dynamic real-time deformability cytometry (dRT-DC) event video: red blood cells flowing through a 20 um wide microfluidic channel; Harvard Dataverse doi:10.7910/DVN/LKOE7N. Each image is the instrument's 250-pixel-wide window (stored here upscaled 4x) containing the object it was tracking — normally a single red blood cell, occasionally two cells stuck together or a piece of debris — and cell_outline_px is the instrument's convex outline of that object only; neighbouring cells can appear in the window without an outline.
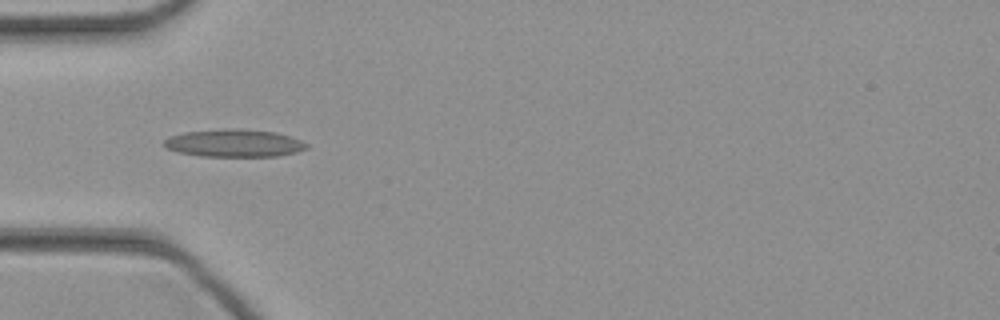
{"species": "common noctule bat (a hibernating species)", "species_latin": "Nyctalus noctula", "temperature_condition": "cold", "stored_images_in_passage": 44, "camera_frame_rate_fps": 3000, "um_per_image_px": 0.085, "animal": {"sex": "female", "body_mass_g": 21.9}, "frame": {"image": 1, "passage_image": 13, "time_ms": 4.0, "image_size_px": [1000, 320], "cell_outline_px": [[308, 148], [296, 152], [276, 156], [200, 156], [176, 152], [160, 144], [168, 136], [184, 132], [224, 128], [236, 128], [276, 132], [300, 140], [308, 144]], "centroid_in_image_um": [19.84, 12.16], "position_along_channel_um": 65.2, "area_um2": 23.12}}
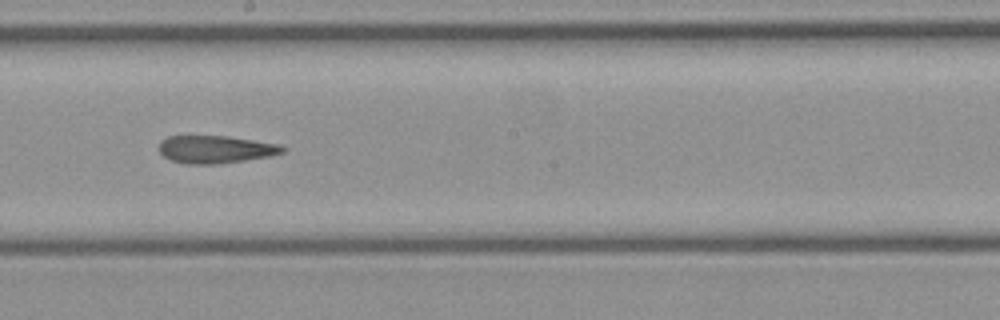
{"frame": {"image": 2, "passage_image": 24, "time_ms": 7.667, "image_size_px": [1000, 320], "cell_outline_px": [[288, 148], [284, 152], [272, 156], [216, 164], [184, 164], [172, 160], [164, 156], [160, 152], [160, 140], [168, 136], [228, 136], [280, 144]], "centroid_in_image_um": [18.36, 12.69], "position_along_channel_um": 229.8, "area_um2": 20.0}}
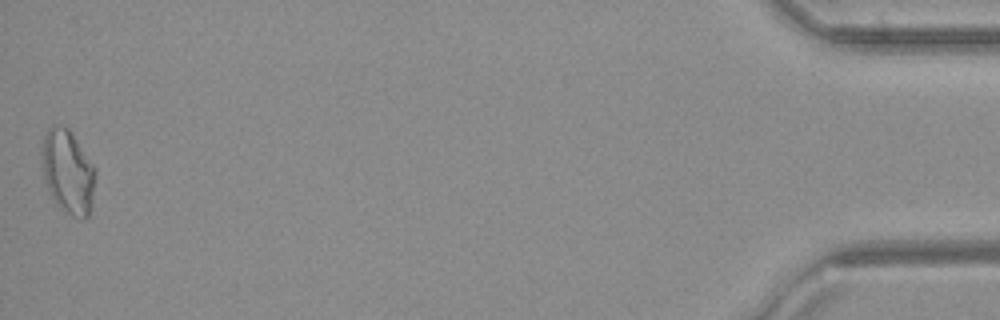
{"frame": {"image": 3, "passage_image": 44, "time_ms": 14.333, "image_size_px": [1000, 320], "cell_outline_px": [[96, 176], [88, 216], [84, 220], [80, 220], [72, 216], [60, 208], [56, 204], [48, 192], [44, 184], [40, 156], [40, 152], [44, 136], [48, 128], [52, 124], [68, 128], [72, 132], [96, 168]], "centroid_in_image_um": [5.74, 14.59], "position_along_channel_um": 429.5, "area_um2": 26.76}}